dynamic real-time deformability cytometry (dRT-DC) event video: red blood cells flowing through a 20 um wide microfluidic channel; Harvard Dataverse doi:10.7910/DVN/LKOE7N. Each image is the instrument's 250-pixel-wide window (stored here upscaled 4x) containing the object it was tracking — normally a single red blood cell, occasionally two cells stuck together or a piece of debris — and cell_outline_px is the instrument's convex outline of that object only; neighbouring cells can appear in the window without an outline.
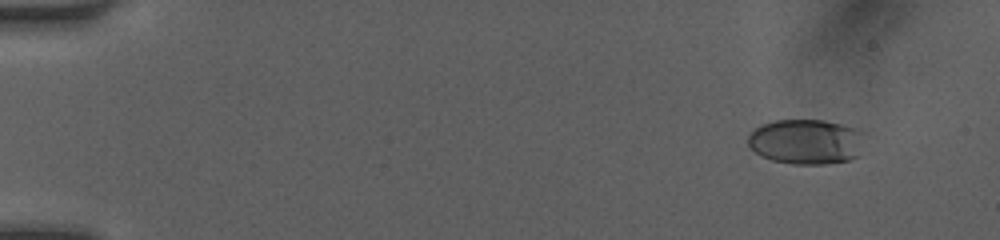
{"species": "human", "species_latin": "Homo sapiens", "temperature_condition": "room temperature", "stored_images_in_passage": 50, "camera_frame_rate_fps": 3000, "um_per_image_px": 0.085, "donor": {"sex": "female"}, "frame": {"image": 1, "passage_image": 5, "time_ms": 1.333, "image_size_px": [1000, 240], "cell_outline_px": [[864, 132], [856, 156], [848, 160], [824, 164], [792, 164], [772, 160], [760, 156], [748, 144], [748, 136], [760, 124], [776, 120], [824, 120], [860, 128]], "centroid_in_image_um": [68.5, 12.03], "position_along_channel_um": 16.5, "area_um2": 30.58}}
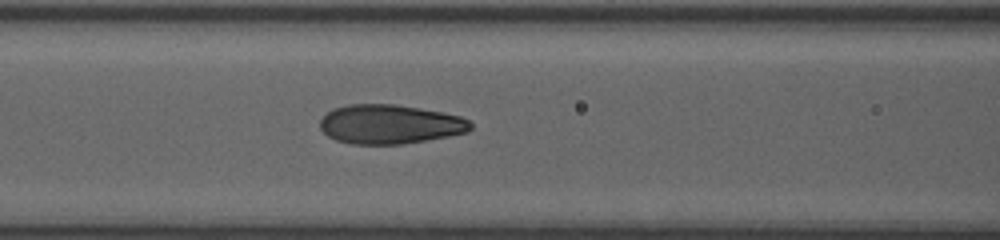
{"frame": {"image": 2, "passage_image": 23, "time_ms": 7.333, "image_size_px": [1000, 240], "cell_outline_px": [[472, 128], [468, 132], [448, 136], [404, 144], [352, 144], [336, 140], [328, 136], [320, 128], [320, 120], [332, 108], [348, 104], [392, 104], [420, 108], [444, 112], [460, 116], [468, 120], [472, 124]], "centroid_in_image_um": [33.14, 10.56], "position_along_channel_um": 133.5, "area_um2": 34.51}}
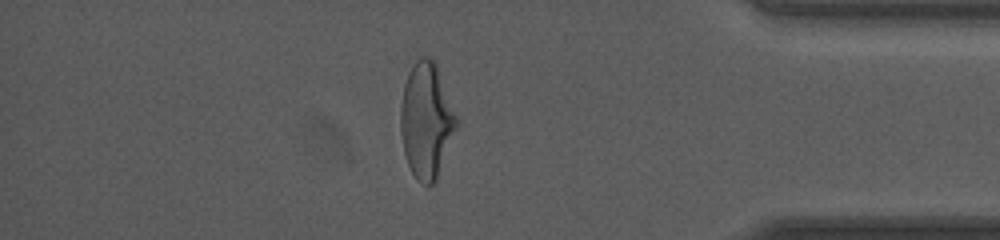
{"frame": {"image": 3, "passage_image": 44, "time_ms": 14.333, "image_size_px": [1000, 240], "cell_outline_px": [[460, 124], [436, 180], [432, 184], [424, 184], [416, 180], [408, 164], [404, 152], [400, 132], [400, 108], [404, 84], [408, 72], [416, 60], [420, 56], [428, 56], [436, 60], [460, 120]], "centroid_in_image_um": [36.28, 10.19], "position_along_channel_um": 398.9, "area_um2": 38.67}, "authors_computed_cell_mechanics": {"area_um2": 34.102, "velocity_mm_per_s": 4.1718, "shape_relaxation_time_tau1_ms": 5.4009, "shape_relaxation_time_tau2_ms": null, "deformation_change_tau1": 0.2084, "deformation_change_tau2": null}}